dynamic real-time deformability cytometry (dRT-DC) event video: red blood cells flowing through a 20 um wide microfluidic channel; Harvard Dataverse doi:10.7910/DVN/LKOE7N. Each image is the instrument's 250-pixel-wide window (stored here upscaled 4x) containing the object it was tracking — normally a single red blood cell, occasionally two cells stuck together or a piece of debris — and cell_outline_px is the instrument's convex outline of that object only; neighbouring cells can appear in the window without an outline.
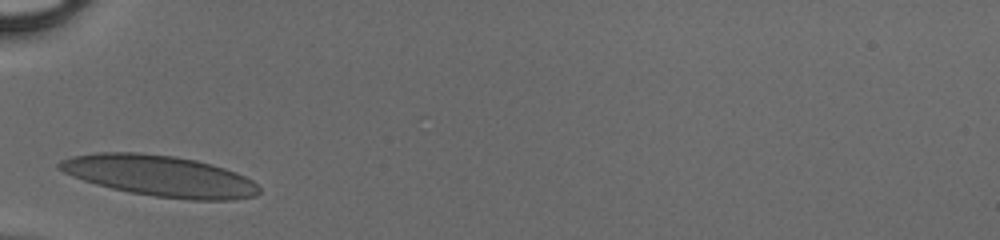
{"species": "human", "species_latin": "Homo sapiens", "temperature_condition": "cold", "stored_images_in_passage": 24, "camera_frame_rate_fps": 3000, "um_per_image_px": 0.085, "donor": {"sex": "male"}, "frame": {"image": 1, "passage_image": 1, "time_ms": 0.0, "image_size_px": [1000, 240], "cell_outline_px": [[260, 192], [256, 196], [232, 200], [188, 200], [156, 196], [132, 192], [112, 188], [96, 184], [72, 176], [56, 168], [56, 164], [60, 160], [72, 156], [100, 152], [136, 152], [172, 156], [196, 160], [212, 164], [236, 172], [252, 180], [260, 188]], "centroid_in_image_um": [13.59, 14.95], "position_along_channel_um": 71.4, "area_um2": 47.63}}
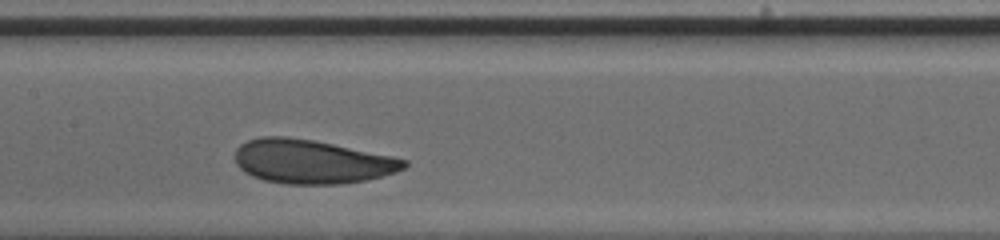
{"frame": {"image": 2, "passage_image": 9, "time_ms": 2.667, "image_size_px": [1000, 240], "cell_outline_px": [[408, 164], [404, 168], [396, 172], [364, 180], [340, 184], [284, 184], [264, 180], [252, 176], [244, 172], [236, 164], [236, 148], [240, 144], [248, 140], [260, 136], [288, 136], [312, 140], [392, 156], [408, 160]], "centroid_in_image_um": [26.46, 13.73], "position_along_channel_um": 180.9, "area_um2": 43.18}}
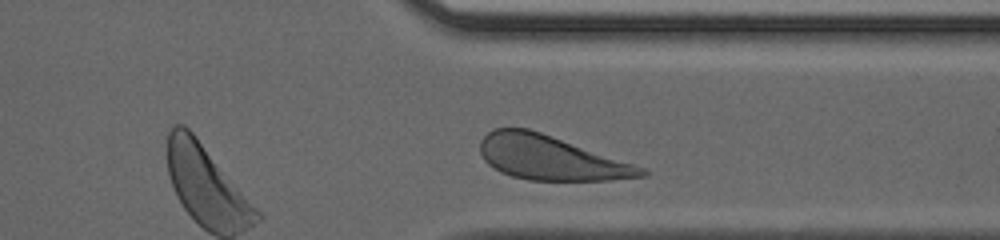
{"frame": {"image": 3, "passage_image": 22, "time_ms": 7.0, "image_size_px": [1000, 240], "cell_outline_px": [[648, 176], [608, 180], [528, 180], [512, 176], [500, 172], [488, 164], [484, 160], [480, 152], [480, 140], [492, 128], [528, 128], [648, 168]], "centroid_in_image_um": [46.82, 13.42], "position_along_channel_um": 364.6, "area_um2": 41.67}}